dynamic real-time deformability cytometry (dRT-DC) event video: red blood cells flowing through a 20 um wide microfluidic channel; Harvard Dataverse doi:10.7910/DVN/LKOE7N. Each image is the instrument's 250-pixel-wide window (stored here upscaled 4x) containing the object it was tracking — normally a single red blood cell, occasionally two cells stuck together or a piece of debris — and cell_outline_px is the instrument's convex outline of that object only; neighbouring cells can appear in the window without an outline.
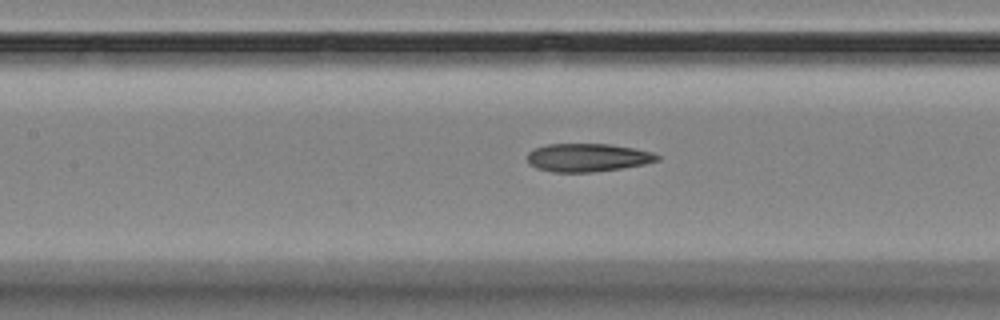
{"species": "Egyptian fruit bat (a non-hibernating species)", "species_latin": "Rousettus aegyptiacus", "temperature_condition": "room temperature", "stored_images_in_passage": 9, "camera_frame_rate_fps": 3000, "um_per_image_px": 0.085, "animal": {"sex": "female"}, "frame": {"image": 1, "passage_image": 8, "time_ms": 10.0, "image_size_px": [1000, 320], "cell_outline_px": [[660, 160], [644, 164], [620, 168], [592, 172], [552, 172], [536, 168], [528, 164], [528, 152], [536, 148], [548, 144], [608, 144], [632, 148], [652, 152], [660, 156]], "centroid_in_image_um": [49.93, 13.4], "position_along_channel_um": 157.5, "area_um2": 21.21}}